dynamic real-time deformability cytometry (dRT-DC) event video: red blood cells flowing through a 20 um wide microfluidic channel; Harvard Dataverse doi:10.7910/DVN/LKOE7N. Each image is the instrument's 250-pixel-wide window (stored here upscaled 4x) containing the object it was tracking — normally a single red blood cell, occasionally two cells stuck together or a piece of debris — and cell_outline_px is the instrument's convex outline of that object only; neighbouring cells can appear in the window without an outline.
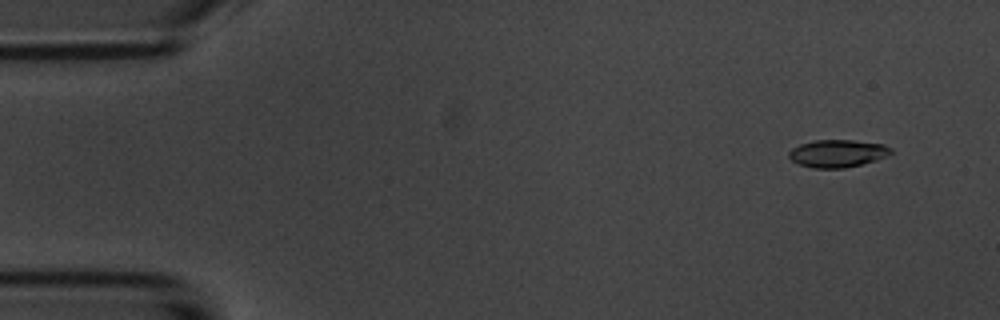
{"species": "common noctule bat (a hibernating species)", "species_latin": "Nyctalus noctula", "temperature_condition": "room temperature", "stored_images_in_passage": 7, "camera_frame_rate_fps": 3000, "um_per_image_px": 0.085, "animal": {"sex": "male", "body_mass_g": 20.1, "forearm_length_mm": 53.5}, "frame": {"image": 1, "passage_image": 1, "time_ms": 0.0, "image_size_px": [1000, 320], "cell_outline_px": [[892, 152], [876, 160], [844, 168], [812, 168], [800, 164], [792, 160], [788, 156], [788, 152], [792, 148], [800, 144], [816, 140], [852, 140], [884, 144], [892, 148]], "centroid_in_image_um": [71.17, 13.03], "position_along_channel_um": 13.8, "area_um2": 16.24}}
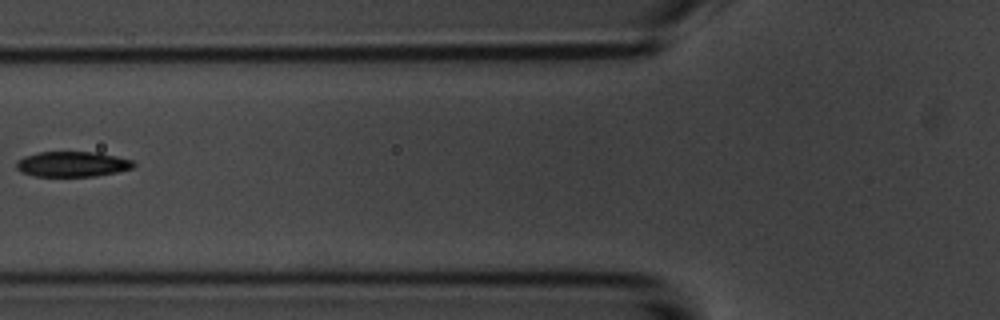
{"frame": {"image": 2, "passage_image": 6, "time_ms": 5.667, "image_size_px": [1000, 320], "cell_outline_px": [[136, 164], [132, 168], [116, 172], [96, 176], [36, 176], [20, 172], [16, 168], [16, 160], [24, 156], [40, 152], [96, 152], [116, 156], [132, 160]], "centroid_in_image_um": [6.12, 13.95], "position_along_channel_um": 119.7, "area_um2": 17.28}}
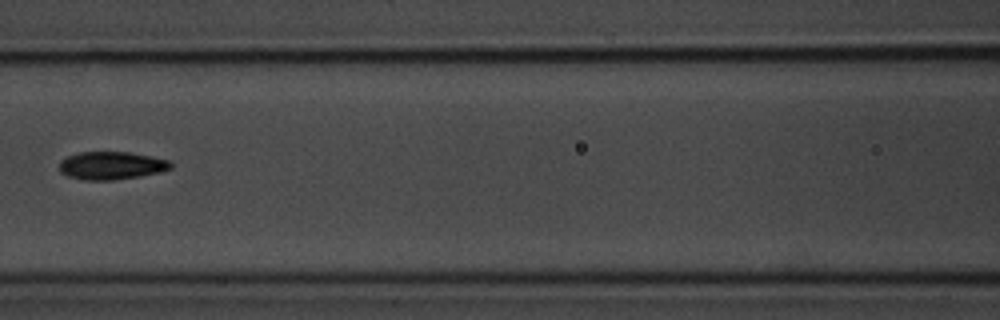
{"frame": {"image": 3, "passage_image": 7, "time_ms": 6.667, "image_size_px": [1000, 320], "cell_outline_px": [[172, 168], [160, 172], [140, 176], [112, 180], [84, 180], [68, 176], [60, 172], [60, 160], [68, 156], [80, 152], [128, 152], [168, 160], [172, 164]], "centroid_in_image_um": [9.45, 14.08], "position_along_channel_um": 157.1, "area_um2": 17.98}}